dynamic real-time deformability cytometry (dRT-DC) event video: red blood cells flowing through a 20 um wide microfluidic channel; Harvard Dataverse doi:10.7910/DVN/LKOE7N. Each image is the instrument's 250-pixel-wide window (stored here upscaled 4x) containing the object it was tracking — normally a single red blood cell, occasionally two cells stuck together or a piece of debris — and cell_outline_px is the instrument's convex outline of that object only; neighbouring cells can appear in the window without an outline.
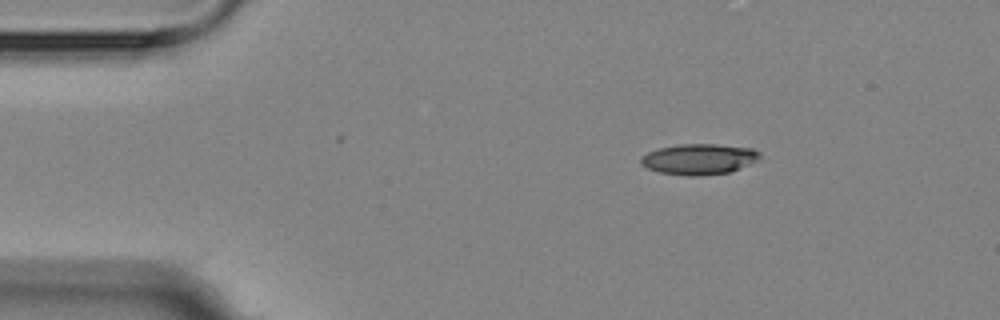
{"species": "Egyptian fruit bat (a non-hibernating species)", "species_latin": "Rousettus aegyptiacus", "temperature_condition": "room temperature", "stored_images_in_passage": 3, "camera_frame_rate_fps": 3000, "um_per_image_px": 0.085, "animal": {"sex": "female"}, "frame": {"image": 1, "passage_image": 1, "time_ms": 0.0, "image_size_px": [1000, 320], "cell_outline_px": [[760, 156], [756, 160], [748, 164], [728, 172], [696, 176], [688, 176], [660, 172], [648, 168], [640, 164], [640, 156], [648, 152], [660, 148], [680, 144], [716, 144], [752, 148], [760, 152]], "centroid_in_image_um": [59.37, 13.52], "position_along_channel_um": 25.6, "area_um2": 21.04}}